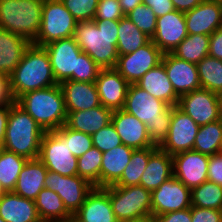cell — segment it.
I'll return each mask as SVG.
<instances>
[{"instance_id":"49","label":"cell","mask_w":222,"mask_h":222,"mask_svg":"<svg viewBox=\"0 0 222 222\" xmlns=\"http://www.w3.org/2000/svg\"><path fill=\"white\" fill-rule=\"evenodd\" d=\"M142 2L152 9L157 18L175 10L171 0H142Z\"/></svg>"},{"instance_id":"53","label":"cell","mask_w":222,"mask_h":222,"mask_svg":"<svg viewBox=\"0 0 222 222\" xmlns=\"http://www.w3.org/2000/svg\"><path fill=\"white\" fill-rule=\"evenodd\" d=\"M175 10L187 12L198 6L203 0H171Z\"/></svg>"},{"instance_id":"34","label":"cell","mask_w":222,"mask_h":222,"mask_svg":"<svg viewBox=\"0 0 222 222\" xmlns=\"http://www.w3.org/2000/svg\"><path fill=\"white\" fill-rule=\"evenodd\" d=\"M210 35L188 34L172 54L182 60L198 64L208 56Z\"/></svg>"},{"instance_id":"54","label":"cell","mask_w":222,"mask_h":222,"mask_svg":"<svg viewBox=\"0 0 222 222\" xmlns=\"http://www.w3.org/2000/svg\"><path fill=\"white\" fill-rule=\"evenodd\" d=\"M119 3L124 15H126L143 2L142 0H119Z\"/></svg>"},{"instance_id":"47","label":"cell","mask_w":222,"mask_h":222,"mask_svg":"<svg viewBox=\"0 0 222 222\" xmlns=\"http://www.w3.org/2000/svg\"><path fill=\"white\" fill-rule=\"evenodd\" d=\"M207 171L208 181L222 186V152H218L212 156H209Z\"/></svg>"},{"instance_id":"59","label":"cell","mask_w":222,"mask_h":222,"mask_svg":"<svg viewBox=\"0 0 222 222\" xmlns=\"http://www.w3.org/2000/svg\"><path fill=\"white\" fill-rule=\"evenodd\" d=\"M216 1L217 3H221L222 4V0H213Z\"/></svg>"},{"instance_id":"9","label":"cell","mask_w":222,"mask_h":222,"mask_svg":"<svg viewBox=\"0 0 222 222\" xmlns=\"http://www.w3.org/2000/svg\"><path fill=\"white\" fill-rule=\"evenodd\" d=\"M76 25V19L62 2L44 0L40 31L32 44L43 47L50 42L73 37Z\"/></svg>"},{"instance_id":"23","label":"cell","mask_w":222,"mask_h":222,"mask_svg":"<svg viewBox=\"0 0 222 222\" xmlns=\"http://www.w3.org/2000/svg\"><path fill=\"white\" fill-rule=\"evenodd\" d=\"M66 112L88 110L101 105L95 83L65 80L59 83Z\"/></svg>"},{"instance_id":"37","label":"cell","mask_w":222,"mask_h":222,"mask_svg":"<svg viewBox=\"0 0 222 222\" xmlns=\"http://www.w3.org/2000/svg\"><path fill=\"white\" fill-rule=\"evenodd\" d=\"M198 77L201 88L222 94V60L211 56L204 57L198 64Z\"/></svg>"},{"instance_id":"12","label":"cell","mask_w":222,"mask_h":222,"mask_svg":"<svg viewBox=\"0 0 222 222\" xmlns=\"http://www.w3.org/2000/svg\"><path fill=\"white\" fill-rule=\"evenodd\" d=\"M163 55L150 40L135 52L118 56L115 69L130 84H136L150 69L162 62Z\"/></svg>"},{"instance_id":"35","label":"cell","mask_w":222,"mask_h":222,"mask_svg":"<svg viewBox=\"0 0 222 222\" xmlns=\"http://www.w3.org/2000/svg\"><path fill=\"white\" fill-rule=\"evenodd\" d=\"M159 147L153 146L145 149H135L130 161L124 169L121 178L114 184L116 186L140 185L141 176L147 166L149 157Z\"/></svg>"},{"instance_id":"41","label":"cell","mask_w":222,"mask_h":222,"mask_svg":"<svg viewBox=\"0 0 222 222\" xmlns=\"http://www.w3.org/2000/svg\"><path fill=\"white\" fill-rule=\"evenodd\" d=\"M99 0H63L65 8L77 22L94 20Z\"/></svg>"},{"instance_id":"51","label":"cell","mask_w":222,"mask_h":222,"mask_svg":"<svg viewBox=\"0 0 222 222\" xmlns=\"http://www.w3.org/2000/svg\"><path fill=\"white\" fill-rule=\"evenodd\" d=\"M13 102L14 100L10 92L9 78L4 75H0V106L10 105Z\"/></svg>"},{"instance_id":"11","label":"cell","mask_w":222,"mask_h":222,"mask_svg":"<svg viewBox=\"0 0 222 222\" xmlns=\"http://www.w3.org/2000/svg\"><path fill=\"white\" fill-rule=\"evenodd\" d=\"M44 186L61 197L66 210L72 216L79 210L87 195L95 187L78 175L62 176L53 171H47Z\"/></svg>"},{"instance_id":"48","label":"cell","mask_w":222,"mask_h":222,"mask_svg":"<svg viewBox=\"0 0 222 222\" xmlns=\"http://www.w3.org/2000/svg\"><path fill=\"white\" fill-rule=\"evenodd\" d=\"M152 222H192L191 207L152 217Z\"/></svg>"},{"instance_id":"58","label":"cell","mask_w":222,"mask_h":222,"mask_svg":"<svg viewBox=\"0 0 222 222\" xmlns=\"http://www.w3.org/2000/svg\"><path fill=\"white\" fill-rule=\"evenodd\" d=\"M220 101H221V112H222V94L220 95Z\"/></svg>"},{"instance_id":"15","label":"cell","mask_w":222,"mask_h":222,"mask_svg":"<svg viewBox=\"0 0 222 222\" xmlns=\"http://www.w3.org/2000/svg\"><path fill=\"white\" fill-rule=\"evenodd\" d=\"M199 125L181 109L175 106L166 140L159 147L162 151L175 155L193 150Z\"/></svg>"},{"instance_id":"52","label":"cell","mask_w":222,"mask_h":222,"mask_svg":"<svg viewBox=\"0 0 222 222\" xmlns=\"http://www.w3.org/2000/svg\"><path fill=\"white\" fill-rule=\"evenodd\" d=\"M10 105L0 106V147H3Z\"/></svg>"},{"instance_id":"46","label":"cell","mask_w":222,"mask_h":222,"mask_svg":"<svg viewBox=\"0 0 222 222\" xmlns=\"http://www.w3.org/2000/svg\"><path fill=\"white\" fill-rule=\"evenodd\" d=\"M192 222H222V210L191 206Z\"/></svg>"},{"instance_id":"43","label":"cell","mask_w":222,"mask_h":222,"mask_svg":"<svg viewBox=\"0 0 222 222\" xmlns=\"http://www.w3.org/2000/svg\"><path fill=\"white\" fill-rule=\"evenodd\" d=\"M124 15L119 0H99L93 21L116 20L119 21Z\"/></svg>"},{"instance_id":"28","label":"cell","mask_w":222,"mask_h":222,"mask_svg":"<svg viewBox=\"0 0 222 222\" xmlns=\"http://www.w3.org/2000/svg\"><path fill=\"white\" fill-rule=\"evenodd\" d=\"M136 85L169 106H177L178 104L179 96L175 93L162 63L150 69Z\"/></svg>"},{"instance_id":"1","label":"cell","mask_w":222,"mask_h":222,"mask_svg":"<svg viewBox=\"0 0 222 222\" xmlns=\"http://www.w3.org/2000/svg\"><path fill=\"white\" fill-rule=\"evenodd\" d=\"M116 20L77 22L73 38L80 49L101 68H115L118 59Z\"/></svg>"},{"instance_id":"60","label":"cell","mask_w":222,"mask_h":222,"mask_svg":"<svg viewBox=\"0 0 222 222\" xmlns=\"http://www.w3.org/2000/svg\"><path fill=\"white\" fill-rule=\"evenodd\" d=\"M0 222H6L3 218L0 217Z\"/></svg>"},{"instance_id":"33","label":"cell","mask_w":222,"mask_h":222,"mask_svg":"<svg viewBox=\"0 0 222 222\" xmlns=\"http://www.w3.org/2000/svg\"><path fill=\"white\" fill-rule=\"evenodd\" d=\"M193 150L208 156L222 152V118L199 127Z\"/></svg>"},{"instance_id":"22","label":"cell","mask_w":222,"mask_h":222,"mask_svg":"<svg viewBox=\"0 0 222 222\" xmlns=\"http://www.w3.org/2000/svg\"><path fill=\"white\" fill-rule=\"evenodd\" d=\"M111 122L124 145L133 149L154 146L149 139L146 125L123 109L113 111Z\"/></svg>"},{"instance_id":"10","label":"cell","mask_w":222,"mask_h":222,"mask_svg":"<svg viewBox=\"0 0 222 222\" xmlns=\"http://www.w3.org/2000/svg\"><path fill=\"white\" fill-rule=\"evenodd\" d=\"M48 52L56 82H78L79 55L83 52L73 37L62 38L43 46Z\"/></svg>"},{"instance_id":"8","label":"cell","mask_w":222,"mask_h":222,"mask_svg":"<svg viewBox=\"0 0 222 222\" xmlns=\"http://www.w3.org/2000/svg\"><path fill=\"white\" fill-rule=\"evenodd\" d=\"M110 202L117 220L152 219L151 192L143 186H110Z\"/></svg>"},{"instance_id":"3","label":"cell","mask_w":222,"mask_h":222,"mask_svg":"<svg viewBox=\"0 0 222 222\" xmlns=\"http://www.w3.org/2000/svg\"><path fill=\"white\" fill-rule=\"evenodd\" d=\"M10 92L15 101L26 92L58 84L55 80L48 52L44 47L30 44L21 62L9 76Z\"/></svg>"},{"instance_id":"6","label":"cell","mask_w":222,"mask_h":222,"mask_svg":"<svg viewBox=\"0 0 222 222\" xmlns=\"http://www.w3.org/2000/svg\"><path fill=\"white\" fill-rule=\"evenodd\" d=\"M44 0H0V28L33 43L40 31Z\"/></svg>"},{"instance_id":"56","label":"cell","mask_w":222,"mask_h":222,"mask_svg":"<svg viewBox=\"0 0 222 222\" xmlns=\"http://www.w3.org/2000/svg\"><path fill=\"white\" fill-rule=\"evenodd\" d=\"M5 194V190L2 188L0 184V197H2Z\"/></svg>"},{"instance_id":"13","label":"cell","mask_w":222,"mask_h":222,"mask_svg":"<svg viewBox=\"0 0 222 222\" xmlns=\"http://www.w3.org/2000/svg\"><path fill=\"white\" fill-rule=\"evenodd\" d=\"M177 107L199 126L222 118L220 95L203 88L180 96Z\"/></svg>"},{"instance_id":"26","label":"cell","mask_w":222,"mask_h":222,"mask_svg":"<svg viewBox=\"0 0 222 222\" xmlns=\"http://www.w3.org/2000/svg\"><path fill=\"white\" fill-rule=\"evenodd\" d=\"M30 44L26 38L0 28V75L9 78Z\"/></svg>"},{"instance_id":"7","label":"cell","mask_w":222,"mask_h":222,"mask_svg":"<svg viewBox=\"0 0 222 222\" xmlns=\"http://www.w3.org/2000/svg\"><path fill=\"white\" fill-rule=\"evenodd\" d=\"M38 159L48 171L62 176L78 175L77 160L68 147V127L64 124L55 131L43 134Z\"/></svg>"},{"instance_id":"17","label":"cell","mask_w":222,"mask_h":222,"mask_svg":"<svg viewBox=\"0 0 222 222\" xmlns=\"http://www.w3.org/2000/svg\"><path fill=\"white\" fill-rule=\"evenodd\" d=\"M187 35L185 13L174 10L157 18L156 30L151 41L164 54L172 53Z\"/></svg>"},{"instance_id":"16","label":"cell","mask_w":222,"mask_h":222,"mask_svg":"<svg viewBox=\"0 0 222 222\" xmlns=\"http://www.w3.org/2000/svg\"><path fill=\"white\" fill-rule=\"evenodd\" d=\"M173 176L192 189L207 181L209 156L188 150L172 156Z\"/></svg>"},{"instance_id":"25","label":"cell","mask_w":222,"mask_h":222,"mask_svg":"<svg viewBox=\"0 0 222 222\" xmlns=\"http://www.w3.org/2000/svg\"><path fill=\"white\" fill-rule=\"evenodd\" d=\"M0 217L6 222H42L35 202L13 191L0 197Z\"/></svg>"},{"instance_id":"32","label":"cell","mask_w":222,"mask_h":222,"mask_svg":"<svg viewBox=\"0 0 222 222\" xmlns=\"http://www.w3.org/2000/svg\"><path fill=\"white\" fill-rule=\"evenodd\" d=\"M150 40L151 38L139 30L127 16H123L119 20L117 41L119 56L135 52Z\"/></svg>"},{"instance_id":"20","label":"cell","mask_w":222,"mask_h":222,"mask_svg":"<svg viewBox=\"0 0 222 222\" xmlns=\"http://www.w3.org/2000/svg\"><path fill=\"white\" fill-rule=\"evenodd\" d=\"M188 34L211 35L222 28V4L213 0H203L198 6L185 12Z\"/></svg>"},{"instance_id":"18","label":"cell","mask_w":222,"mask_h":222,"mask_svg":"<svg viewBox=\"0 0 222 222\" xmlns=\"http://www.w3.org/2000/svg\"><path fill=\"white\" fill-rule=\"evenodd\" d=\"M95 84L101 105L113 111L123 109L130 83L115 68L101 69Z\"/></svg>"},{"instance_id":"14","label":"cell","mask_w":222,"mask_h":222,"mask_svg":"<svg viewBox=\"0 0 222 222\" xmlns=\"http://www.w3.org/2000/svg\"><path fill=\"white\" fill-rule=\"evenodd\" d=\"M191 206V189L174 176L151 192L152 217Z\"/></svg>"},{"instance_id":"30","label":"cell","mask_w":222,"mask_h":222,"mask_svg":"<svg viewBox=\"0 0 222 222\" xmlns=\"http://www.w3.org/2000/svg\"><path fill=\"white\" fill-rule=\"evenodd\" d=\"M172 176V155L158 148L149 157L147 166L141 176L140 186H143L145 189L152 192Z\"/></svg>"},{"instance_id":"55","label":"cell","mask_w":222,"mask_h":222,"mask_svg":"<svg viewBox=\"0 0 222 222\" xmlns=\"http://www.w3.org/2000/svg\"><path fill=\"white\" fill-rule=\"evenodd\" d=\"M117 222H152L151 219L147 218H129L123 220H117Z\"/></svg>"},{"instance_id":"2","label":"cell","mask_w":222,"mask_h":222,"mask_svg":"<svg viewBox=\"0 0 222 222\" xmlns=\"http://www.w3.org/2000/svg\"><path fill=\"white\" fill-rule=\"evenodd\" d=\"M174 107L130 84L123 110L143 122L151 143L160 147L168 135Z\"/></svg>"},{"instance_id":"21","label":"cell","mask_w":222,"mask_h":222,"mask_svg":"<svg viewBox=\"0 0 222 222\" xmlns=\"http://www.w3.org/2000/svg\"><path fill=\"white\" fill-rule=\"evenodd\" d=\"M73 217L78 222H117L110 202V186L94 187Z\"/></svg>"},{"instance_id":"45","label":"cell","mask_w":222,"mask_h":222,"mask_svg":"<svg viewBox=\"0 0 222 222\" xmlns=\"http://www.w3.org/2000/svg\"><path fill=\"white\" fill-rule=\"evenodd\" d=\"M100 70L87 53L82 52L79 55L78 82L95 83Z\"/></svg>"},{"instance_id":"40","label":"cell","mask_w":222,"mask_h":222,"mask_svg":"<svg viewBox=\"0 0 222 222\" xmlns=\"http://www.w3.org/2000/svg\"><path fill=\"white\" fill-rule=\"evenodd\" d=\"M125 16H127L139 30L152 39L156 30L157 17L150 7L141 3Z\"/></svg>"},{"instance_id":"38","label":"cell","mask_w":222,"mask_h":222,"mask_svg":"<svg viewBox=\"0 0 222 222\" xmlns=\"http://www.w3.org/2000/svg\"><path fill=\"white\" fill-rule=\"evenodd\" d=\"M191 205L199 208L222 210V186L207 180L192 188Z\"/></svg>"},{"instance_id":"42","label":"cell","mask_w":222,"mask_h":222,"mask_svg":"<svg viewBox=\"0 0 222 222\" xmlns=\"http://www.w3.org/2000/svg\"><path fill=\"white\" fill-rule=\"evenodd\" d=\"M93 146L101 152H107L114 147L122 145V140L115 130L112 122L92 135Z\"/></svg>"},{"instance_id":"24","label":"cell","mask_w":222,"mask_h":222,"mask_svg":"<svg viewBox=\"0 0 222 222\" xmlns=\"http://www.w3.org/2000/svg\"><path fill=\"white\" fill-rule=\"evenodd\" d=\"M113 110L100 105L88 110L67 112L65 125L75 131L93 135L112 120Z\"/></svg>"},{"instance_id":"57","label":"cell","mask_w":222,"mask_h":222,"mask_svg":"<svg viewBox=\"0 0 222 222\" xmlns=\"http://www.w3.org/2000/svg\"><path fill=\"white\" fill-rule=\"evenodd\" d=\"M65 222H78L73 216Z\"/></svg>"},{"instance_id":"36","label":"cell","mask_w":222,"mask_h":222,"mask_svg":"<svg viewBox=\"0 0 222 222\" xmlns=\"http://www.w3.org/2000/svg\"><path fill=\"white\" fill-rule=\"evenodd\" d=\"M27 158L5 149L0 150V184L5 192L13 191Z\"/></svg>"},{"instance_id":"50","label":"cell","mask_w":222,"mask_h":222,"mask_svg":"<svg viewBox=\"0 0 222 222\" xmlns=\"http://www.w3.org/2000/svg\"><path fill=\"white\" fill-rule=\"evenodd\" d=\"M208 55L222 60V28L215 30L210 35Z\"/></svg>"},{"instance_id":"39","label":"cell","mask_w":222,"mask_h":222,"mask_svg":"<svg viewBox=\"0 0 222 222\" xmlns=\"http://www.w3.org/2000/svg\"><path fill=\"white\" fill-rule=\"evenodd\" d=\"M102 154L98 148L92 146L83 155L78 157V176L86 179L93 186L100 188V170L102 164Z\"/></svg>"},{"instance_id":"44","label":"cell","mask_w":222,"mask_h":222,"mask_svg":"<svg viewBox=\"0 0 222 222\" xmlns=\"http://www.w3.org/2000/svg\"><path fill=\"white\" fill-rule=\"evenodd\" d=\"M92 146L91 135L68 128V147L75 157H80Z\"/></svg>"},{"instance_id":"4","label":"cell","mask_w":222,"mask_h":222,"mask_svg":"<svg viewBox=\"0 0 222 222\" xmlns=\"http://www.w3.org/2000/svg\"><path fill=\"white\" fill-rule=\"evenodd\" d=\"M15 103L32 116L45 132L55 131L66 123L67 112L59 84L26 92Z\"/></svg>"},{"instance_id":"5","label":"cell","mask_w":222,"mask_h":222,"mask_svg":"<svg viewBox=\"0 0 222 222\" xmlns=\"http://www.w3.org/2000/svg\"><path fill=\"white\" fill-rule=\"evenodd\" d=\"M44 133L33 117L15 101L10 104L3 149L27 159H36Z\"/></svg>"},{"instance_id":"29","label":"cell","mask_w":222,"mask_h":222,"mask_svg":"<svg viewBox=\"0 0 222 222\" xmlns=\"http://www.w3.org/2000/svg\"><path fill=\"white\" fill-rule=\"evenodd\" d=\"M134 150L122 144L107 152H103L100 170V188L114 185L121 178Z\"/></svg>"},{"instance_id":"19","label":"cell","mask_w":222,"mask_h":222,"mask_svg":"<svg viewBox=\"0 0 222 222\" xmlns=\"http://www.w3.org/2000/svg\"><path fill=\"white\" fill-rule=\"evenodd\" d=\"M161 63L179 97L201 88L197 64L182 60L172 53H165Z\"/></svg>"},{"instance_id":"27","label":"cell","mask_w":222,"mask_h":222,"mask_svg":"<svg viewBox=\"0 0 222 222\" xmlns=\"http://www.w3.org/2000/svg\"><path fill=\"white\" fill-rule=\"evenodd\" d=\"M47 171V168L38 158L28 159L19 173L13 192L34 201L39 192L45 188L44 180Z\"/></svg>"},{"instance_id":"31","label":"cell","mask_w":222,"mask_h":222,"mask_svg":"<svg viewBox=\"0 0 222 222\" xmlns=\"http://www.w3.org/2000/svg\"><path fill=\"white\" fill-rule=\"evenodd\" d=\"M34 202L42 222H65L72 217L66 210L61 197L47 188L39 192Z\"/></svg>"}]
</instances>
